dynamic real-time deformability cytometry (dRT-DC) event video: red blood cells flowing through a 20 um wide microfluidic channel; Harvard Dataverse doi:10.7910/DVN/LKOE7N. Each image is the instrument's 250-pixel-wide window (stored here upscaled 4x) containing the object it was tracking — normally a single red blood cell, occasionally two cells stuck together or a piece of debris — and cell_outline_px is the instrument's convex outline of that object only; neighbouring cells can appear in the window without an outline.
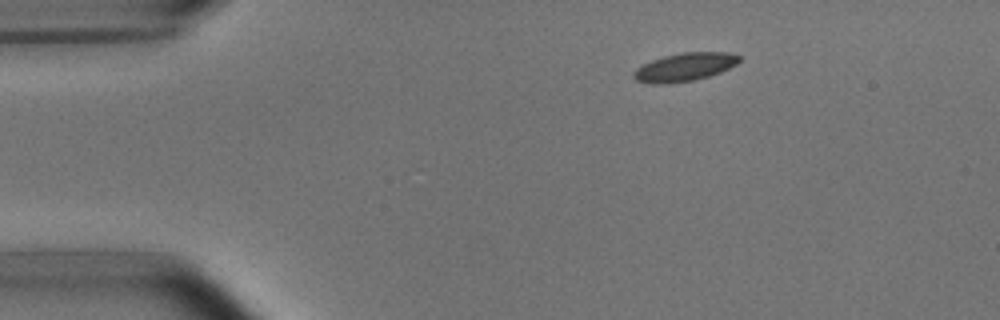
{"species": "common noctule bat (a hibernating species)", "species_latin": "Nyctalus noctula", "temperature_condition": "room temperature", "stored_images_in_passage": 3, "camera_frame_rate_fps": 3000, "um_per_image_px": 0.085, "animal": {"sex": "male", "body_mass_g": 15.6}, "frame": {"image": 1, "passage_image": 1, "time_ms": 0.0, "image_size_px": [1000, 320], "cell_outline_px": [[740, 60], [736, 64], [720, 72], [708, 76], [692, 80], [668, 84], [652, 84], [636, 80], [632, 76], [636, 68], [652, 60], [664, 56], [680, 52], [732, 52], [740, 56]], "centroid_in_image_um": [58.19, 5.69], "position_along_channel_um": 26.8, "area_um2": 17.34}}
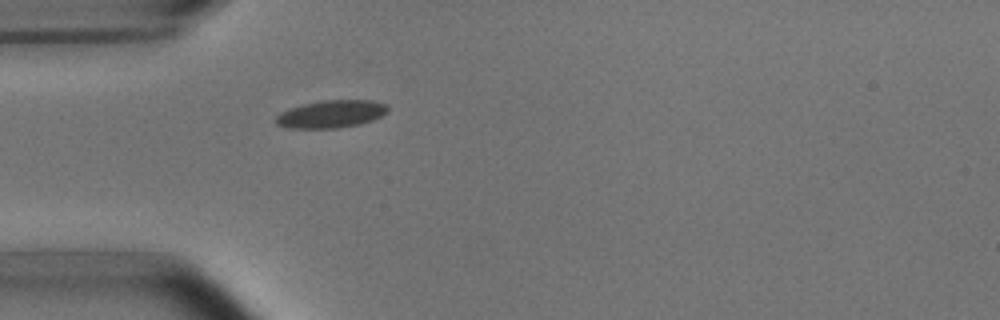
{"frame": {"image": 2, "passage_image": 3, "time_ms": 2.333, "image_size_px": [1000, 320], "cell_outline_px": [[388, 112], [372, 120], [360, 124], [336, 128], [288, 128], [276, 124], [276, 116], [280, 112], [288, 108], [304, 104], [324, 100], [372, 100], [388, 104]], "centroid_in_image_um": [28.15, 9.69], "position_along_channel_um": 56.8, "area_um2": 18.03}}